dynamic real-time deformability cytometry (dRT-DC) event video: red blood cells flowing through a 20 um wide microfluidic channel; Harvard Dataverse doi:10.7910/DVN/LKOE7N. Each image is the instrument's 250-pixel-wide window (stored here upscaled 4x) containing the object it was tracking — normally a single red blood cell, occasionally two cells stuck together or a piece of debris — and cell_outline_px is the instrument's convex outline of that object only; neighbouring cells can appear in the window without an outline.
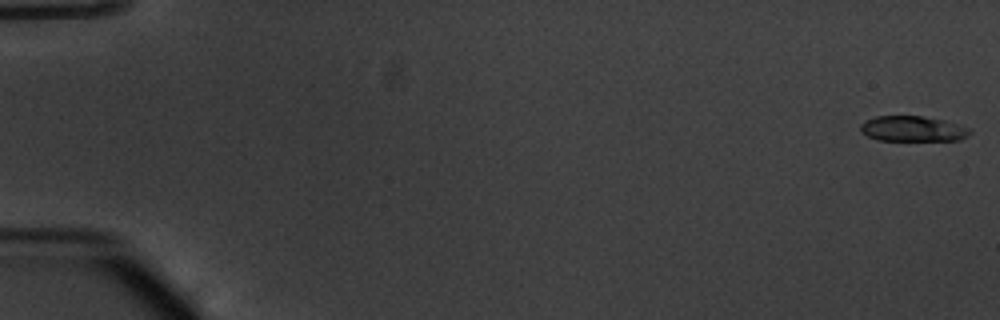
{"species": "common noctule bat (a hibernating species)", "species_latin": "Nyctalus noctula", "temperature_condition": "warm", "stored_images_in_passage": 54, "camera_frame_rate_fps": 3000, "um_per_image_px": 0.085, "animal": {"sex": "male", "body_mass_g": 20.1, "forearm_length_mm": 53.5}, "frame": {"image": 1, "passage_image": 1, "time_ms": 0.0, "image_size_px": [1000, 320], "cell_outline_px": [[972, 132], [968, 136], [960, 140], [876, 140], [860, 132], [860, 124], [864, 120], [876, 116], [920, 116], [944, 120], [968, 128]], "centroid_in_image_um": [77.54, 10.95], "position_along_channel_um": 7.5, "area_um2": 16.18}}
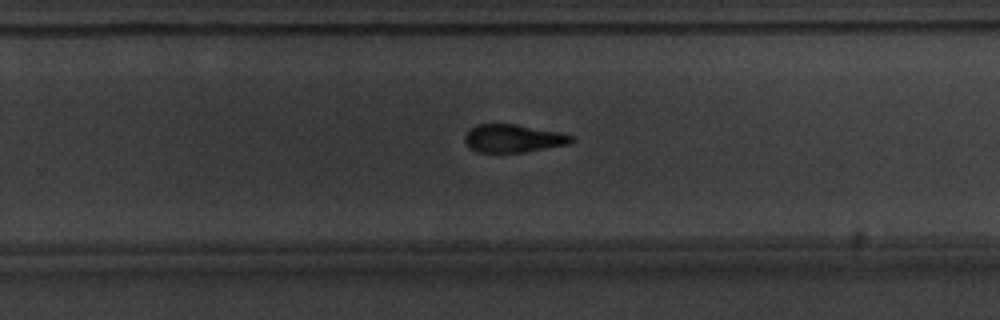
{"frame": {"image": 2, "passage_image": 36, "time_ms": 11.667, "image_size_px": [1000, 320], "cell_outline_px": [[576, 140], [568, 144], [524, 152], [480, 152], [472, 148], [464, 140], [464, 136], [476, 124], [516, 124], [564, 132], [572, 136]], "centroid_in_image_um": [43.69, 11.75], "position_along_channel_um": 286.1, "area_um2": 17.34}}
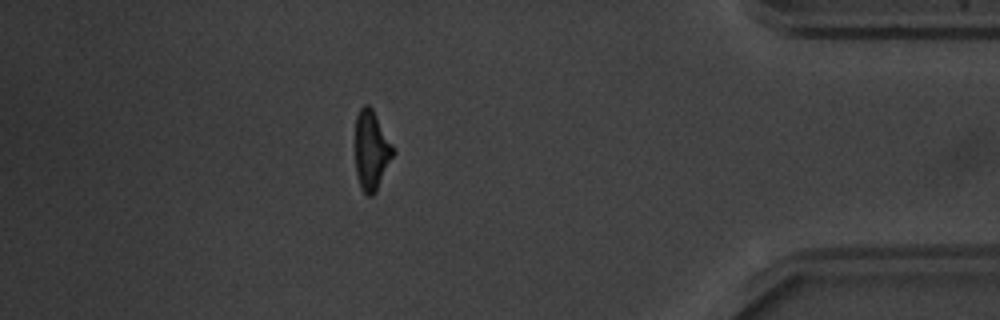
{"frame": {"image": 3, "passage_image": 48, "time_ms": 15.667, "image_size_px": [1000, 320], "cell_outline_px": [[396, 152], [376, 192], [372, 196], [368, 196], [360, 188], [356, 176], [356, 116], [360, 108], [364, 104], [368, 104], [372, 108], [392, 144]], "centroid_in_image_um": [31.58, 12.81], "position_along_channel_um": 403.6, "area_um2": 17.63}, "authors_computed_cell_mechanics": {"area_um2": 17.8602, "velocity_mm_per_s": 3.83, "shape_relaxation_time_tau1_ms": 2.5695, "shape_relaxation_time_tau2_ms": 3.3133, "deformation_change_tau1": 0.1717, "deformation_change_tau2": 0.1284}}